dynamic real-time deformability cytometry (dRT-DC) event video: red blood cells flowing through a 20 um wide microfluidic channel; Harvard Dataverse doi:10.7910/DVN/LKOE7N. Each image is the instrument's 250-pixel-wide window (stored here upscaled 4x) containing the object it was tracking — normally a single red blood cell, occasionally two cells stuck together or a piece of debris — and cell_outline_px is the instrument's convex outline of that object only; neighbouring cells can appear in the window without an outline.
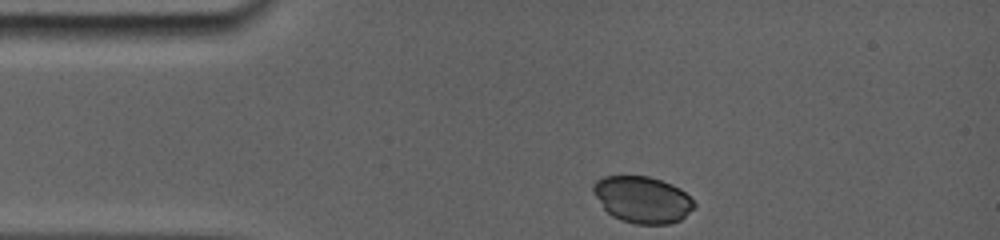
{"species": "common noctule bat (a hibernating species)", "species_latin": "Nyctalus noctula", "temperature_condition": "room temperature", "stored_images_in_passage": 58, "camera_frame_rate_fps": 5000, "um_per_image_px": 0.085, "animal": {"sex": "female", "body_mass_g": 19.0, "forearm_length_mm": 56.7}, "frame": {"image": 1, "passage_image": 1, "time_ms": 0.0, "image_size_px": [1000, 240], "cell_outline_px": [[696, 208], [680, 220], [668, 224], [636, 224], [620, 220], [612, 216], [604, 208], [592, 192], [592, 184], [596, 180], [604, 176], [648, 176], [672, 184], [680, 188], [696, 204]], "centroid_in_image_um": [54.6, 16.97], "position_along_channel_um": 30.4, "area_um2": 27.51}}
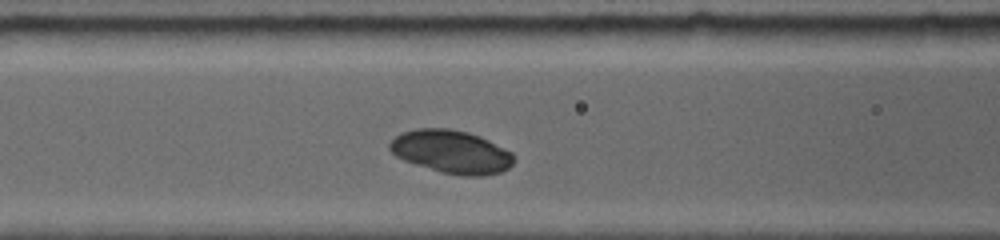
{"frame": {"image": 2, "passage_image": 15, "time_ms": 3.6, "image_size_px": [1000, 240], "cell_outline_px": [[516, 160], [508, 168], [500, 172], [484, 176], [460, 176], [440, 172], [404, 160], [396, 156], [388, 148], [388, 144], [396, 136], [404, 132], [420, 128], [444, 128], [464, 132], [476, 136], [512, 152]], "centroid_in_image_um": [38.36, 12.93], "position_along_channel_um": 128.2, "area_um2": 30.75}}
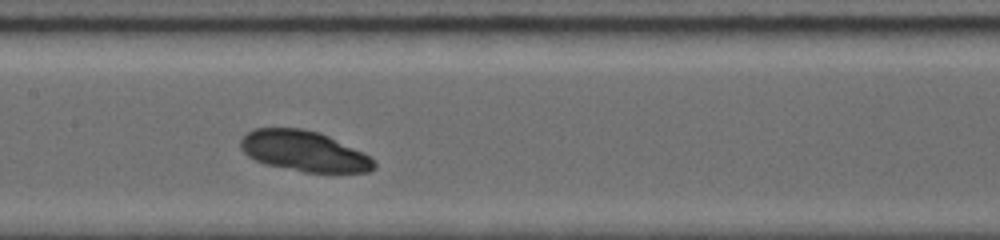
{"frame": {"image": 3, "passage_image": 22, "time_ms": 5.0, "image_size_px": [1000, 240], "cell_outline_px": [[376, 168], [372, 172], [304, 172], [264, 164], [248, 156], [240, 148], [240, 140], [248, 132], [256, 128], [300, 128], [316, 132], [328, 136], [368, 156], [376, 164]], "centroid_in_image_um": [25.8, 12.86], "position_along_channel_um": 181.6, "area_um2": 31.1}}